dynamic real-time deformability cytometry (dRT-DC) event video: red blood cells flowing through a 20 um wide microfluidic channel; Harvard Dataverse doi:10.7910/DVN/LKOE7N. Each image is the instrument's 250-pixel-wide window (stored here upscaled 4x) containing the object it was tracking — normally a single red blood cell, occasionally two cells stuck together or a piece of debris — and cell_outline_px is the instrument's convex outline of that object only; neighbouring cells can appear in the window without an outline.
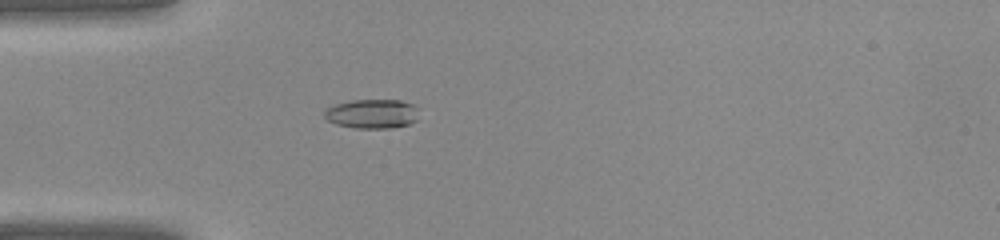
{"species": "common noctule bat (a hibernating species)", "species_latin": "Nyctalus noctula", "temperature_condition": "warm", "stored_images_in_passage": 30, "camera_frame_rate_fps": 3000, "um_per_image_px": 0.085, "animal": {"sex": "female", "body_mass_g": 22.0, "forearm_length_mm": 56.7}, "frame": {"image": 1, "passage_image": 2, "time_ms": 0.333, "image_size_px": [1000, 240], "cell_outline_px": [[420, 108], [416, 120], [408, 124], [388, 128], [356, 128], [336, 124], [328, 120], [324, 116], [324, 112], [328, 108], [336, 104], [352, 100], [400, 100], [412, 104]], "centroid_in_image_um": [31.66, 9.66], "position_along_channel_um": 53.3, "area_um2": 16.07}}
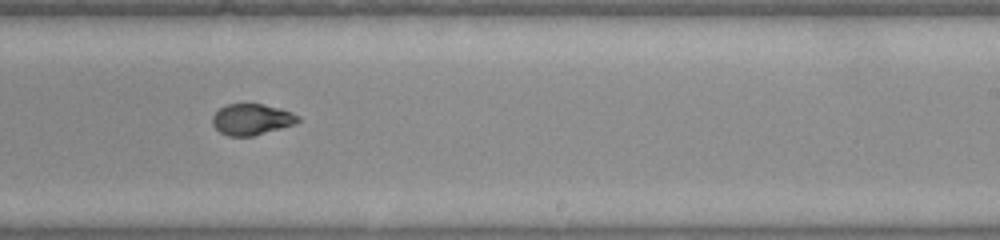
{"frame": {"image": 2, "passage_image": 15, "time_ms": 4.667, "image_size_px": [1000, 240], "cell_outline_px": [[300, 120], [296, 124], [252, 136], [228, 136], [220, 132], [212, 124], [212, 116], [220, 108], [228, 104], [260, 104], [280, 108], [292, 112], [300, 116]], "centroid_in_image_um": [21.41, 10.15], "position_along_channel_um": 267.6, "area_um2": 15.49}}
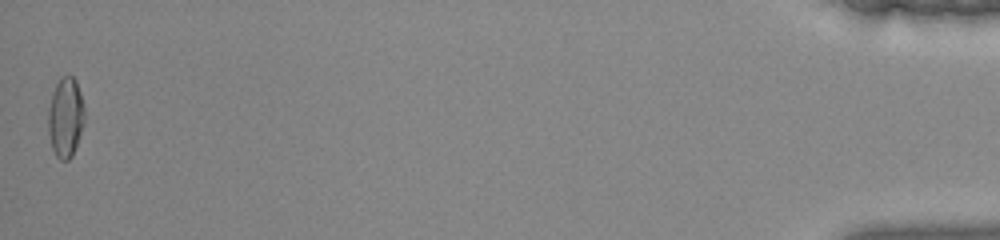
{"frame": {"image": 3, "passage_image": 30, "time_ms": 9.667, "image_size_px": [1000, 240], "cell_outline_px": [[84, 124], [72, 156], [68, 160], [60, 160], [56, 156], [52, 148], [48, 132], [48, 108], [52, 92], [60, 76], [72, 76], [76, 80], [84, 104]], "centroid_in_image_um": [5.57, 9.96], "position_along_channel_um": 429.6, "area_um2": 17.05}}